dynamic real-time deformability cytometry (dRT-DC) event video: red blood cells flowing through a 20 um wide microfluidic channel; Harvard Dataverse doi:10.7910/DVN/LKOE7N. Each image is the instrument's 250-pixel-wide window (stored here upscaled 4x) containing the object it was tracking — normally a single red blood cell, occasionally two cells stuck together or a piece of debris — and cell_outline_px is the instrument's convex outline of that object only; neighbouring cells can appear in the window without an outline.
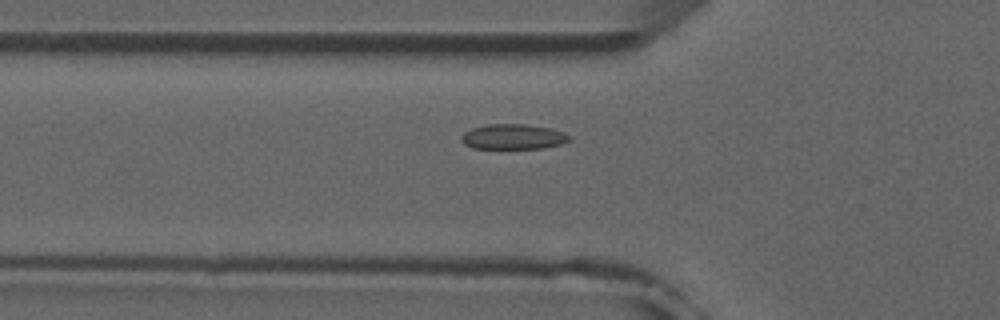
{"species": "common noctule bat (a hibernating species)", "species_latin": "Nyctalus noctula", "temperature_condition": "room temperature", "stored_images_in_passage": 52, "camera_frame_rate_fps": 3000, "um_per_image_px": 0.085, "animal": {"sex": "male", "forearm_length_mm": 52.5}, "frame": {"image": 1, "passage_image": 18, "time_ms": 5.667, "image_size_px": [1000, 320], "cell_outline_px": [[572, 136], [568, 140], [560, 144], [544, 148], [472, 148], [464, 144], [460, 140], [460, 136], [464, 132], [472, 128], [488, 124], [524, 124], [552, 128], [564, 132]], "centroid_in_image_um": [43.6, 11.61], "position_along_channel_um": 82.2, "area_um2": 15.9}}
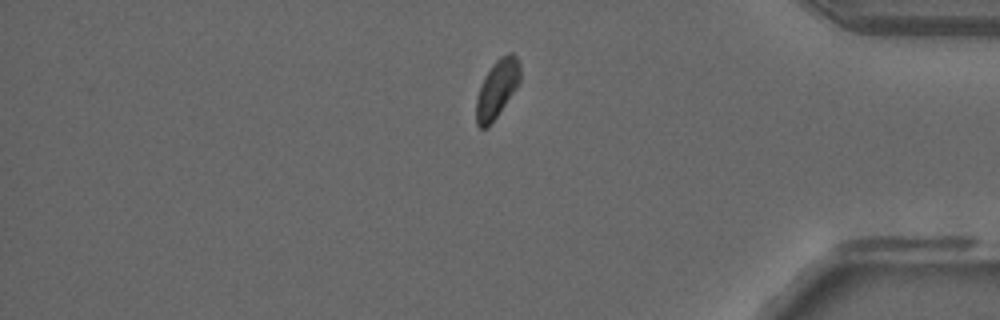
{"frame": {"image": 2, "passage_image": 44, "time_ms": 14.333, "image_size_px": [1000, 320], "cell_outline_px": [[520, 80], [516, 88], [488, 128], [480, 128], [476, 124], [476, 100], [484, 76], [492, 64], [500, 56], [508, 52], [512, 52], [516, 56], [520, 64]], "centroid_in_image_um": [42.24, 7.52], "position_along_channel_um": 393.0, "area_um2": 14.8}}
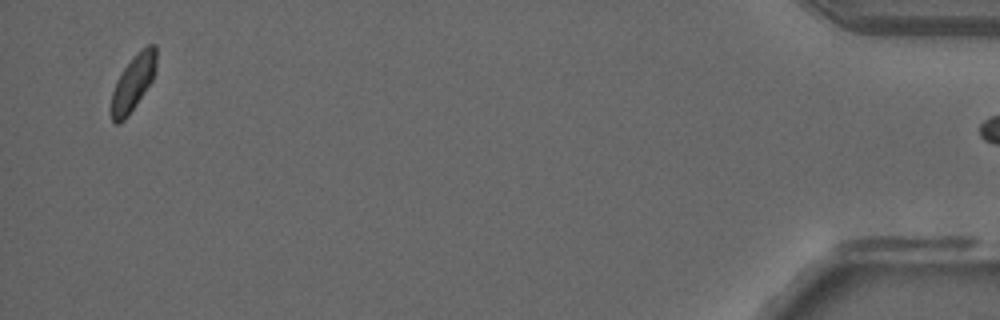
{"frame": {"image": 3, "passage_image": 51, "time_ms": 16.667, "image_size_px": [1000, 320], "cell_outline_px": [[156, 68], [152, 80], [128, 116], [120, 124], [116, 124], [112, 120], [112, 92], [116, 80], [124, 68], [148, 44], [156, 44]], "centroid_in_image_um": [11.32, 7.07], "position_along_channel_um": 423.9, "area_um2": 14.16}}